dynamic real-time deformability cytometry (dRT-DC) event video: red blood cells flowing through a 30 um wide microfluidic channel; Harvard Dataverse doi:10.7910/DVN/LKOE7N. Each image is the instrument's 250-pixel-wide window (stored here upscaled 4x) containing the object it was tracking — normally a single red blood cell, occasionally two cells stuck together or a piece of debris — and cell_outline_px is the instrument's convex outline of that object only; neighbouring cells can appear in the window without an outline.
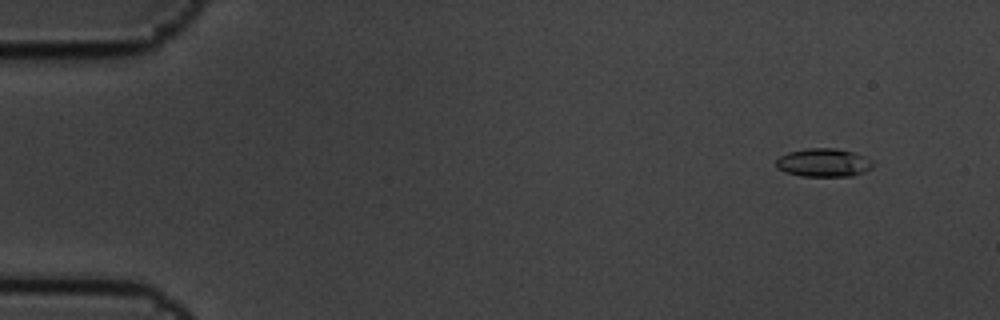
{"species": "common noctule bat (a hibernating species)", "species_latin": "Nyctalus noctula", "temperature_condition": "cold", "stored_images_in_passage": 6, "camera_frame_rate_fps": 3000, "um_per_image_px": 0.085, "animal": {"sex": "male", "body_mass_g": 19.5, "forearm_length_mm": 54.6}, "frame": {"image": 1, "passage_image": 1, "time_ms": 0.0, "image_size_px": [1000, 320], "cell_outline_px": [[872, 168], [864, 172], [852, 176], [800, 176], [784, 172], [776, 168], [776, 160], [780, 156], [788, 152], [808, 148], [836, 148], [852, 152], [864, 156], [872, 160]], "centroid_in_image_um": [69.98, 13.83], "position_along_channel_um": 15.0, "area_um2": 16.07}}
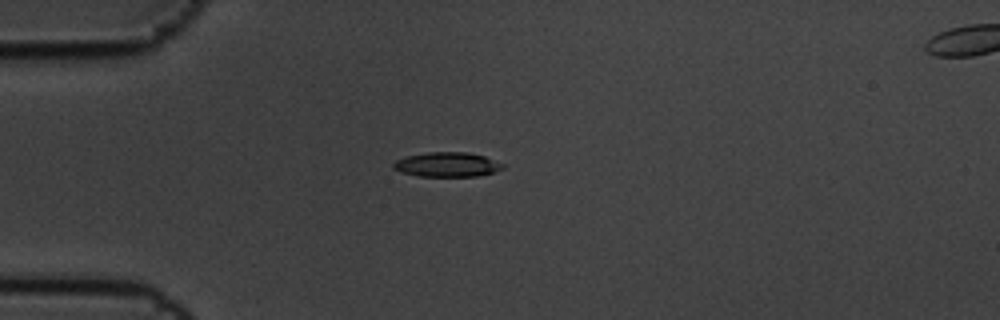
{"frame": {"image": 2, "passage_image": 4, "time_ms": 1.0, "image_size_px": [1000, 320], "cell_outline_px": [[504, 168], [492, 172], [476, 176], [420, 176], [400, 172], [392, 168], [392, 164], [396, 160], [404, 156], [428, 152], [468, 152], [484, 156], [504, 164]], "centroid_in_image_um": [37.96, 13.98], "position_along_channel_um": 47.0, "area_um2": 15.66}}
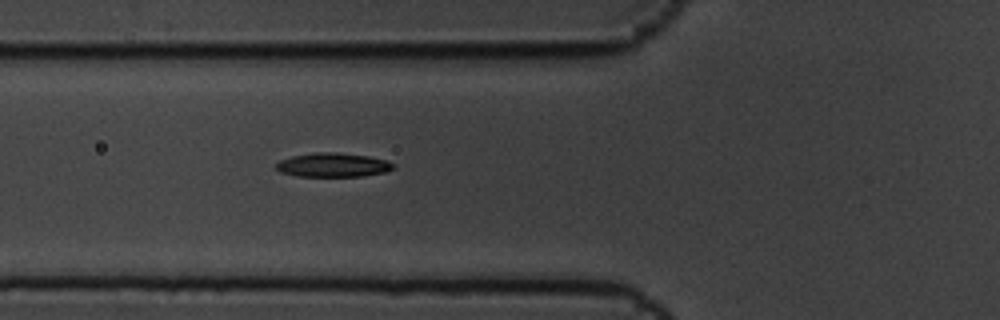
{"frame": {"image": 3, "passage_image": 6, "time_ms": 1.667, "image_size_px": [1000, 320], "cell_outline_px": [[392, 168], [388, 172], [364, 176], [296, 176], [280, 172], [276, 168], [276, 164], [280, 160], [292, 156], [316, 152], [336, 152], [368, 156], [388, 160], [392, 164]], "centroid_in_image_um": [28.3, 14.02], "position_along_channel_um": 97.5, "area_um2": 16.42}}